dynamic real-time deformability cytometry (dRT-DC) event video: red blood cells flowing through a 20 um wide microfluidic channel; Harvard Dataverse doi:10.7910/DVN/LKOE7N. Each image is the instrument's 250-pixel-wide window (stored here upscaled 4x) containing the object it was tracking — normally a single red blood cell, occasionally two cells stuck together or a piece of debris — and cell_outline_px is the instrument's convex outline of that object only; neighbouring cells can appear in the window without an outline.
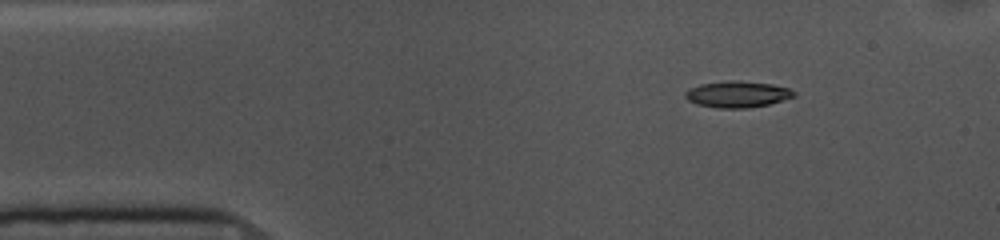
{"species": "common noctule bat (a hibernating species)", "species_latin": "Nyctalus noctula", "temperature_condition": "cold", "stored_images_in_passage": 48, "camera_frame_rate_fps": 3000, "um_per_image_px": 0.085, "animal": {"sex": "female", "body_mass_g": 10.0, "forearm_length_mm": 53.1}, "frame": {"image": 1, "passage_image": 1, "time_ms": 0.0, "image_size_px": [1000, 240], "cell_outline_px": [[796, 96], [768, 104], [748, 108], [720, 108], [696, 104], [688, 100], [684, 96], [684, 92], [688, 88], [700, 84], [736, 80], [740, 80], [772, 84], [788, 88], [796, 92]], "centroid_in_image_um": [62.66, 8.01], "position_along_channel_um": 22.3, "area_um2": 16.7}}
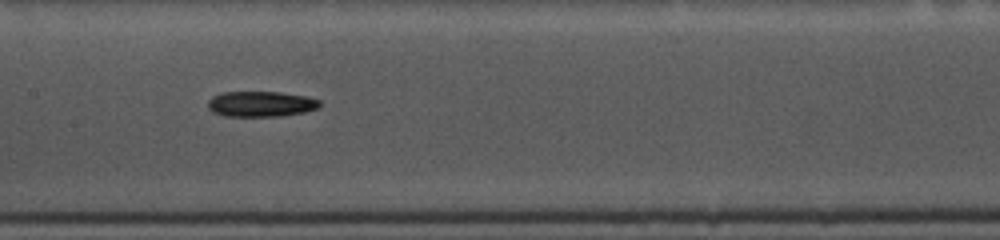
{"frame": {"image": 2, "passage_image": 19, "time_ms": 6.0, "image_size_px": [1000, 240], "cell_outline_px": [[320, 108], [304, 112], [280, 116], [224, 116], [212, 112], [208, 108], [208, 100], [212, 96], [220, 92], [280, 92], [308, 96], [320, 100]], "centroid_in_image_um": [22.17, 8.83], "position_along_channel_um": 185.2, "area_um2": 16.82}}
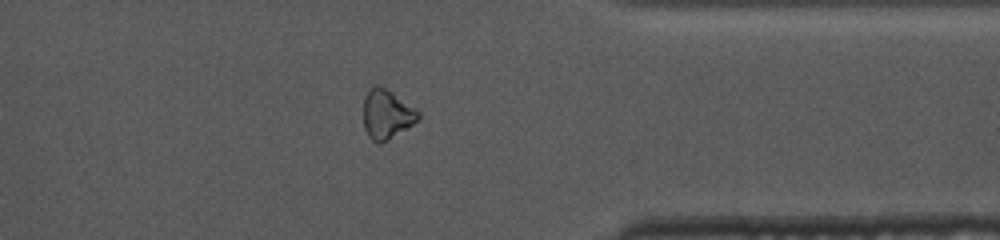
{"frame": {"image": 3, "passage_image": 36, "time_ms": 11.667, "image_size_px": [1000, 240], "cell_outline_px": [[420, 116], [412, 124], [388, 140], [380, 144], [372, 140], [368, 136], [364, 128], [364, 96], [376, 84], [380, 84], [416, 108], [420, 112]], "centroid_in_image_um": [32.86, 9.7], "position_along_channel_um": 378.5, "area_um2": 15.66}, "authors_computed_cell_mechanics": {"area_um2": 16.5597, "velocity_mm_per_s": 3.6402, "shape_relaxation_time_tau1_ms": 4.9158, "shape_relaxation_time_tau2_ms": null, "deformation_change_tau1": 0.1386, "deformation_change_tau2": null}}